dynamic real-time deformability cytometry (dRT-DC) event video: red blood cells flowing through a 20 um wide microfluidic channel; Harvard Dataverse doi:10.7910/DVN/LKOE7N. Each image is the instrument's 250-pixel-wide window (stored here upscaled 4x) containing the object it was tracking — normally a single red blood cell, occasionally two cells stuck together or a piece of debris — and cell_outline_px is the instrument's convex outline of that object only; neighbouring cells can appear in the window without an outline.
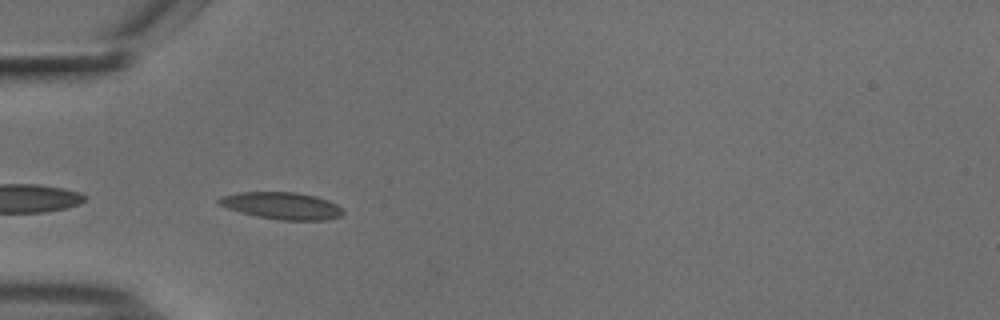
{"species": "common noctule bat (a hibernating species)", "species_latin": "Nyctalus noctula", "temperature_condition": "cold", "stored_images_in_passage": 39, "camera_frame_rate_fps": 3000, "um_per_image_px": 0.085, "animal": {"sex": "male", "body_mass_g": 18.8}, "frame": {"image": 1, "passage_image": 2, "time_ms": 0.333, "image_size_px": [1000, 320], "cell_outline_px": [[344, 212], [340, 216], [328, 220], [280, 220], [256, 216], [240, 212], [216, 204], [216, 200], [224, 196], [240, 192], [296, 192], [316, 196], [328, 200], [344, 208]], "centroid_in_image_um": [23.98, 17.49], "position_along_channel_um": 61.0, "area_um2": 19.65}}
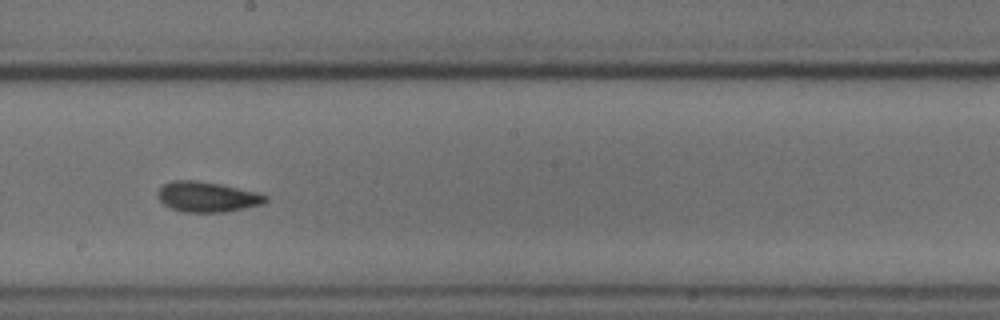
{"frame": {"image": 2, "passage_image": 16, "time_ms": 5.0, "image_size_px": [1000, 320], "cell_outline_px": [[268, 200], [264, 204], [224, 212], [184, 212], [172, 208], [164, 204], [156, 196], [156, 192], [164, 184], [172, 180], [196, 180], [220, 184], [256, 192], [268, 196]], "centroid_in_image_um": [17.6, 16.73], "position_along_channel_um": 230.6, "area_um2": 19.02}}
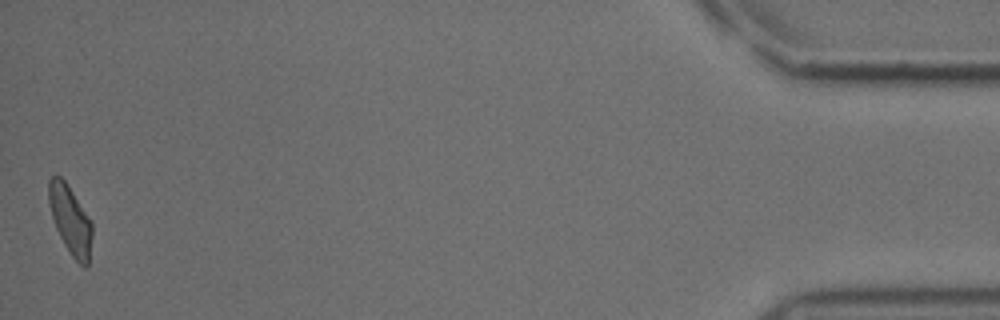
{"frame": {"image": 3, "passage_image": 39, "time_ms": 12.667, "image_size_px": [1000, 320], "cell_outline_px": [[92, 236], [88, 264], [84, 268], [72, 256], [64, 244], [56, 228], [52, 216], [48, 200], [48, 180], [52, 176], [60, 176], [64, 180], [92, 220]], "centroid_in_image_um": [5.98, 18.69], "position_along_channel_um": 429.2, "area_um2": 17.22}, "authors_computed_cell_mechanics": {"area_um2": 18.1492, "velocity_mm_per_s": 3.7151, "shape_relaxation_time_tau1_ms": 3.9444, "shape_relaxation_time_tau2_ms": 2.311, "deformation_change_tau1": 0.1269, "deformation_change_tau2": 0.0864}}